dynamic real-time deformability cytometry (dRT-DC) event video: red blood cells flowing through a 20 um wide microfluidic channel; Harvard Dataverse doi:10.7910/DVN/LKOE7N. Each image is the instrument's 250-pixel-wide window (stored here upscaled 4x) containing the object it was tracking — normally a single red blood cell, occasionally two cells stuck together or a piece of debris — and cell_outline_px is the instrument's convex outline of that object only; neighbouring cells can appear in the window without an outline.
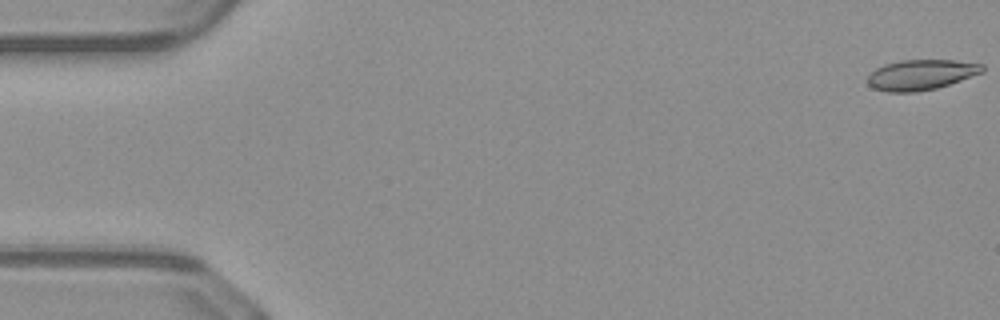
{"species": "common noctule bat (a hibernating species)", "species_latin": "Nyctalus noctula", "temperature_condition": "warm", "stored_images_in_passage": 51, "camera_frame_rate_fps": 3000, "um_per_image_px": 0.085, "animal": {"sex": "male", "body_mass_g": 23.1, "forearm_length_mm": 52.7}, "frame": {"image": 1, "passage_image": 1, "time_ms": 0.0, "image_size_px": [1000, 320], "cell_outline_px": [[984, 72], [936, 88], [916, 92], [888, 92], [872, 88], [868, 84], [868, 76], [876, 68], [884, 64], [900, 60], [956, 60], [984, 64]], "centroid_in_image_um": [78.29, 6.35], "position_along_channel_um": 6.7, "area_um2": 20.29}}
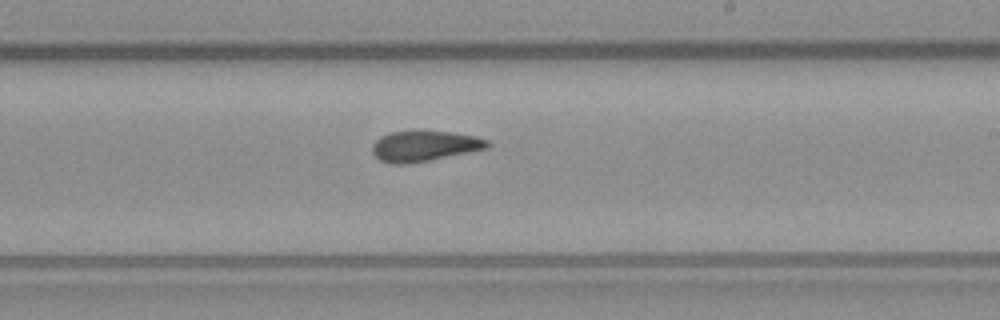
{"frame": {"image": 2, "passage_image": 30, "time_ms": 9.667, "image_size_px": [1000, 320], "cell_outline_px": [[492, 144], [488, 148], [408, 164], [392, 164], [380, 160], [372, 152], [372, 144], [380, 136], [392, 132], [448, 132], [476, 136], [488, 140]], "centroid_in_image_um": [36.07, 12.42], "position_along_channel_um": 252.9, "area_um2": 20.11}}
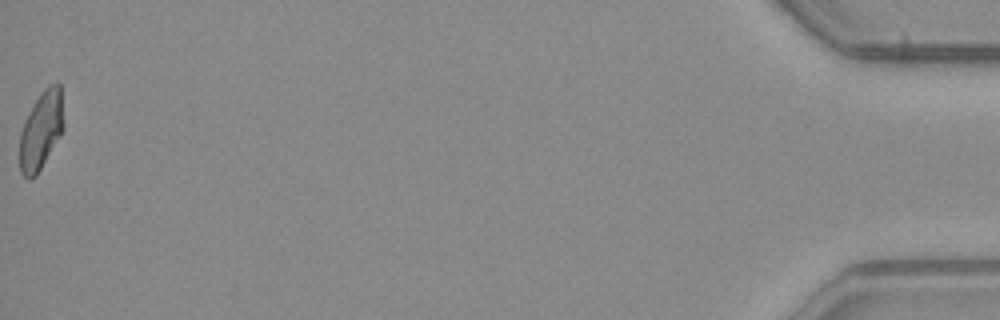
{"frame": {"image": 3, "passage_image": 51, "time_ms": 16.667, "image_size_px": [1000, 320], "cell_outline_px": [[64, 128], [60, 136], [36, 176], [32, 180], [28, 180], [20, 172], [20, 132], [32, 104], [40, 92], [48, 84], [60, 84], [64, 124]], "centroid_in_image_um": [3.49, 11.08], "position_along_channel_um": 431.7, "area_um2": 20.11}, "authors_computed_cell_mechanics": {"area_um2": 20.519, "velocity_mm_per_s": 4.1171, "shape_relaxation_time_tau1_ms": 7.6745, "shape_relaxation_time_tau2_ms": 2.7409, "deformation_change_tau1": 0.2069, "deformation_change_tau2": 0.1054}}